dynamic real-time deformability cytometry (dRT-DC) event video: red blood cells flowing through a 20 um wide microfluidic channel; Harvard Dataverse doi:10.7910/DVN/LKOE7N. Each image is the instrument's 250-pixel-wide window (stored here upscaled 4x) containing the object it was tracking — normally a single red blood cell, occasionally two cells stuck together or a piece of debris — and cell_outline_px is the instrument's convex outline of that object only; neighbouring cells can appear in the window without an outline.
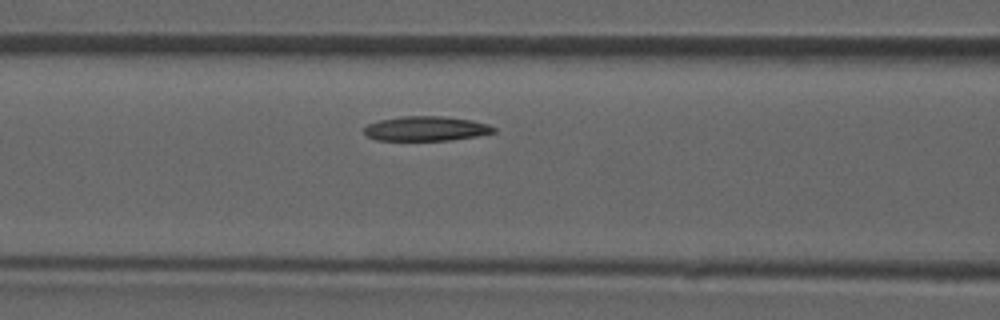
{"species": "common noctule bat (a hibernating species)", "species_latin": "Nyctalus noctula", "temperature_condition": "room temperature", "stored_images_in_passage": 31, "camera_frame_rate_fps": 3000, "um_per_image_px": 0.085, "animal": {"sex": "male", "forearm_length_mm": 52.5}, "frame": {"image": 1, "passage_image": 13, "time_ms": 4.0, "image_size_px": [1000, 320], "cell_outline_px": [[496, 132], [476, 136], [452, 140], [376, 140], [368, 136], [364, 132], [364, 128], [368, 124], [380, 120], [400, 116], [444, 116], [472, 120], [488, 124], [496, 128]], "centroid_in_image_um": [36.24, 10.93], "position_along_channel_um": 130.4, "area_um2": 18.61}}